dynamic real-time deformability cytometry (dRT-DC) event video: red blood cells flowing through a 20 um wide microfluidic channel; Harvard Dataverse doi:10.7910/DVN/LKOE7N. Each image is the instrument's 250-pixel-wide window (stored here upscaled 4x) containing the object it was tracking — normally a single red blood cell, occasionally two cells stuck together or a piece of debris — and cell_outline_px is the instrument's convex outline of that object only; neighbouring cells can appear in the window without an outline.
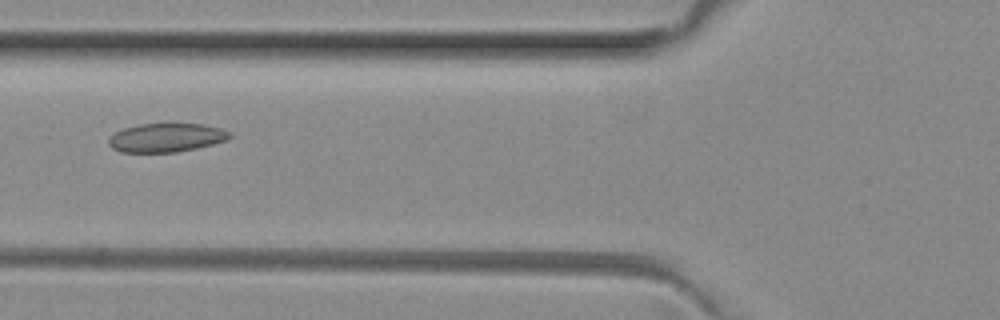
{"species": "common noctule bat (a hibernating species)", "species_latin": "Nyctalus noctula", "temperature_condition": "room temperature", "stored_images_in_passage": 5, "camera_frame_rate_fps": 3000, "um_per_image_px": 0.085, "animal": {"sex": "female", "body_mass_g": 29.2, "forearm_length_mm": 56.3}, "frame": {"image": 1, "passage_image": 5, "time_ms": 1.333, "image_size_px": [1000, 320], "cell_outline_px": [[232, 136], [224, 140], [212, 144], [196, 148], [176, 152], [120, 152], [112, 148], [108, 144], [108, 140], [116, 132], [124, 128], [140, 124], [200, 124], [220, 128], [232, 132]], "centroid_in_image_um": [14.13, 11.7], "position_along_channel_um": 111.7, "area_um2": 20.06}}